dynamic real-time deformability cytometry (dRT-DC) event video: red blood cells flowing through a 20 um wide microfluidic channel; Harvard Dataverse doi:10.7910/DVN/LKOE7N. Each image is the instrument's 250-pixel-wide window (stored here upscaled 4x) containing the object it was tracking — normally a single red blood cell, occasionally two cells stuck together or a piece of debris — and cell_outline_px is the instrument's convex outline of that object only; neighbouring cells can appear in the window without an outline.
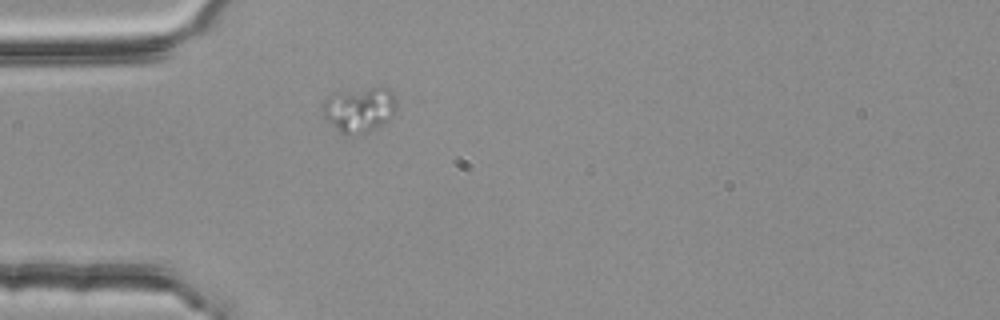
{"species": "common noctule bat (a hibernating species)", "species_latin": "Nyctalus noctula", "temperature_condition": "room temperature", "stored_images_in_passage": 2, "camera_frame_rate_fps": 3000, "um_per_image_px": 0.085, "animal": {"sex": "female", "body_mass_g": 25.1}, "frame": {"image": 1, "passage_image": 2, "time_ms": 0.333, "image_size_px": [1000, 320], "cell_outline_px": [[396, 108], [392, 116], [388, 120], [364, 132], [340, 132], [324, 116], [320, 108], [320, 104], [332, 92], [372, 88], [384, 88], [392, 92], [396, 100]], "centroid_in_image_um": [30.5, 9.25], "position_along_channel_um": 54.5, "area_um2": 18.84}}